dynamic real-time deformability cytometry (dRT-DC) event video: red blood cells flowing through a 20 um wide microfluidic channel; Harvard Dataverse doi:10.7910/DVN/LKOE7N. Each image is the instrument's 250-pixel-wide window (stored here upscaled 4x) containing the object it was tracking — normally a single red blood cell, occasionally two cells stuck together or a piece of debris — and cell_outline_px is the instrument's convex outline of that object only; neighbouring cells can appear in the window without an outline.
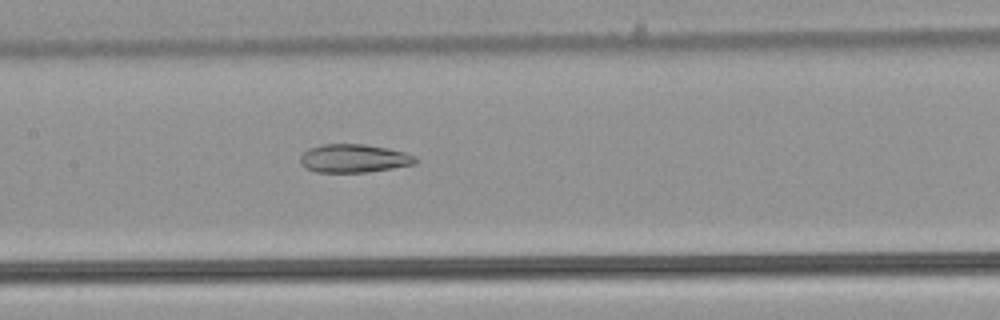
{"species": "common noctule bat (a hibernating species)", "species_latin": "Nyctalus noctula", "temperature_condition": "warm", "stored_images_in_passage": 52, "camera_frame_rate_fps": 3000, "um_per_image_px": 0.085, "animal": {"sex": "male", "body_mass_g": 21.5, "forearm_length_mm": 52.0}, "frame": {"image": 1, "passage_image": 26, "time_ms": 8.333, "image_size_px": [1000, 320], "cell_outline_px": [[420, 160], [416, 164], [368, 172], [316, 172], [304, 168], [300, 164], [300, 156], [308, 148], [320, 144], [364, 144], [388, 148], [404, 152], [416, 156]], "centroid_in_image_um": [30.08, 13.46], "position_along_channel_um": 177.3, "area_um2": 19.31}}
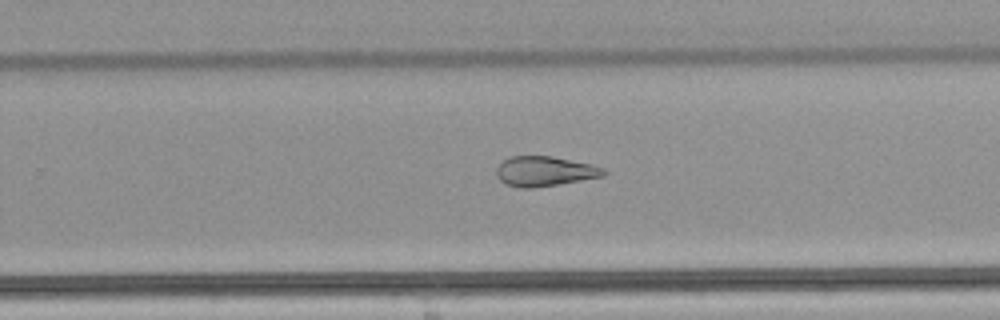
{"frame": {"image": 2, "passage_image": 34, "time_ms": 11.0, "image_size_px": [1000, 320], "cell_outline_px": [[608, 172], [604, 176], [532, 188], [520, 188], [504, 184], [496, 176], [496, 168], [508, 156], [552, 156], [592, 164], [604, 168]], "centroid_in_image_um": [46.28, 14.55], "position_along_channel_um": 283.5, "area_um2": 18.73}}
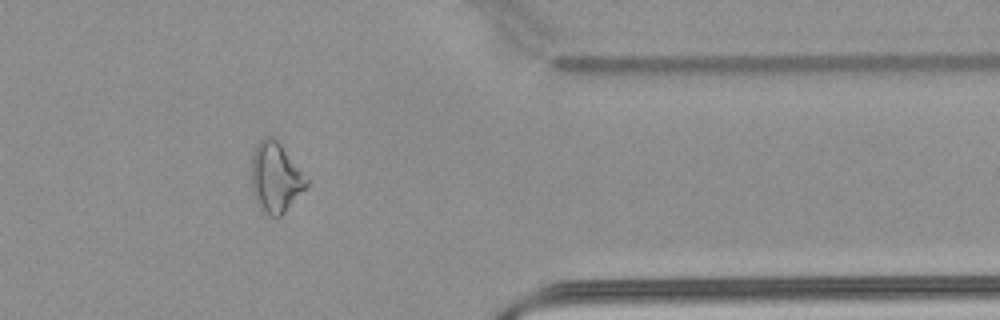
{"frame": {"image": 3, "passage_image": 43, "time_ms": 14.0, "image_size_px": [1000, 320], "cell_outline_px": [[308, 184], [284, 212], [276, 220], [268, 216], [256, 200], [252, 192], [252, 152], [256, 144], [264, 136], [272, 136], [280, 144], [308, 180]], "centroid_in_image_um": [23.38, 15.09], "position_along_channel_um": 388.0, "area_um2": 22.02}, "authors_computed_cell_mechanics": {"area_um2": 22.8599, "velocity_mm_per_s": 3.998, "shape_relaxation_time_tau1_ms": null, "shape_relaxation_time_tau2_ms": 3.7032, "deformation_change_tau1": null, "deformation_change_tau2": 0.1317}}